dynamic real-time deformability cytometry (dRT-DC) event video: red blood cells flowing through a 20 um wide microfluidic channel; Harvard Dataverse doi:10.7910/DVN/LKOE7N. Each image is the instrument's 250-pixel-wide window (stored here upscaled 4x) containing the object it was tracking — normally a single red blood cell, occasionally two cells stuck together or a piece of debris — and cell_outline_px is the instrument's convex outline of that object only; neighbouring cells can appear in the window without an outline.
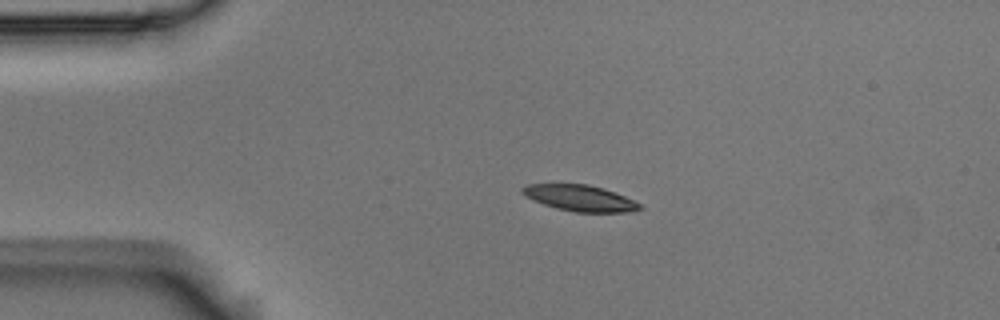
{"species": "Egyptian fruit bat (a non-hibernating species)", "species_latin": "Rousettus aegyptiacus", "temperature_condition": "room temperature", "stored_images_in_passage": 5, "camera_frame_rate_fps": 3000, "um_per_image_px": 0.085, "animal": {"sex": "male"}, "frame": {"image": 1, "passage_image": 4, "time_ms": 1.0, "image_size_px": [1000, 320], "cell_outline_px": [[644, 208], [632, 212], [576, 212], [556, 208], [532, 200], [524, 196], [520, 192], [520, 188], [528, 184], [588, 184], [604, 188], [624, 196], [640, 204]], "centroid_in_image_um": [49.27, 16.83], "position_along_channel_um": 35.7, "area_um2": 17.92}}